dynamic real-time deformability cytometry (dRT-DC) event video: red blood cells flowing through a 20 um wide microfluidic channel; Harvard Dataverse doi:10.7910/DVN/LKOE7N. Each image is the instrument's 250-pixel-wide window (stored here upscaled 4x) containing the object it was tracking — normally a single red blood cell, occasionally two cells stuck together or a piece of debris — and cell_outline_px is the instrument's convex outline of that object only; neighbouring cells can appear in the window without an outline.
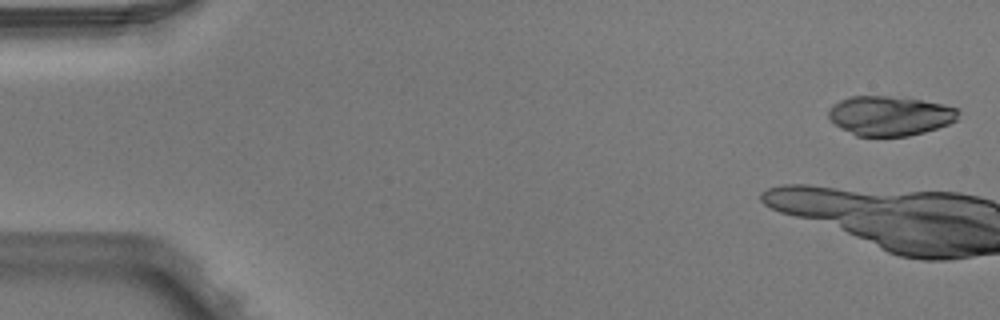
{"species": "Egyptian fruit bat (a non-hibernating species)", "species_latin": "Rousettus aegyptiacus", "temperature_condition": "warm", "stored_images_in_passage": 3, "camera_frame_rate_fps": 3000, "um_per_image_px": 0.085, "animal": {"sex": "male"}, "frame": {"image": 1, "passage_image": 1, "time_ms": 0.0, "image_size_px": [1000, 320], "cell_outline_px": [[960, 112], [956, 120], [948, 124], [924, 132], [908, 136], [856, 136], [836, 124], [828, 116], [828, 108], [832, 104], [848, 96], [888, 96], [920, 100], [944, 104], [960, 108]], "centroid_in_image_um": [75.65, 9.83], "position_along_channel_um": 9.3, "area_um2": 29.94}}